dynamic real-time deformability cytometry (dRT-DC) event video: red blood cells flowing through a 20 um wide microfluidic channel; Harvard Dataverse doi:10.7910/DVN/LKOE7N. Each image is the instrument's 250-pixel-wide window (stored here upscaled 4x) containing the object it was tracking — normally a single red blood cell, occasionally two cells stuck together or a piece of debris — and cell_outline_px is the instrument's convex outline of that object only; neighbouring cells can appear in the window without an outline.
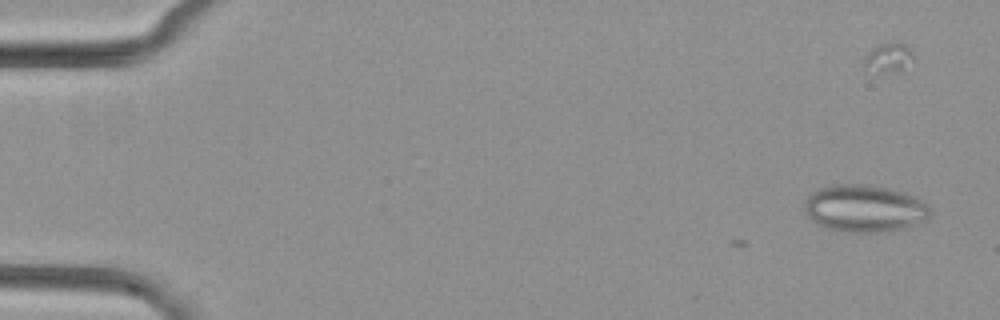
{"species": "common noctule bat (a hibernating species)", "species_latin": "Nyctalus noctula", "temperature_condition": "cold", "stored_images_in_passage": 5, "camera_frame_rate_fps": 3000, "um_per_image_px": 0.085, "animal": {"sex": "female", "body_mass_g": 29.2, "forearm_length_mm": 56.3}, "frame": {"image": 1, "passage_image": 1, "time_ms": 0.0, "image_size_px": [1000, 320], "cell_outline_px": [[932, 216], [924, 220], [904, 228], [892, 232], [844, 232], [824, 228], [816, 224], [804, 212], [804, 200], [812, 192], [820, 188], [832, 184], [860, 184], [888, 188], [912, 196], [920, 200], [932, 212]], "centroid_in_image_um": [73.43, 17.74], "position_along_channel_um": 11.6, "area_um2": 34.68}}